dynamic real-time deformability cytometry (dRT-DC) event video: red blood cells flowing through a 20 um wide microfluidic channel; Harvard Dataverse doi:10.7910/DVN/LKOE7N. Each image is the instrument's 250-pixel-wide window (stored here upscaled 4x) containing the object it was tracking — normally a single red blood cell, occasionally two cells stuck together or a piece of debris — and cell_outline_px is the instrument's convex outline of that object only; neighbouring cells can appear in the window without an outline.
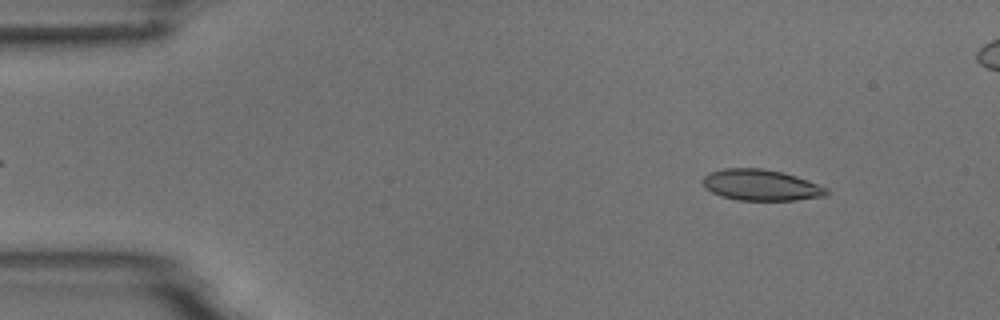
{"species": "common noctule bat (a hibernating species)", "species_latin": "Nyctalus noctula", "temperature_condition": "room temperature", "stored_images_in_passage": 4, "camera_frame_rate_fps": 3000, "um_per_image_px": 0.085, "animal": {"sex": "male", "body_mass_g": 18.8}, "frame": {"image": 1, "passage_image": 1, "time_ms": 0.0, "image_size_px": [1000, 320], "cell_outline_px": [[828, 192], [824, 196], [796, 200], [736, 200], [720, 196], [704, 188], [704, 176], [708, 172], [724, 168], [760, 168], [780, 172], [796, 176], [808, 180], [828, 188]], "centroid_in_image_um": [64.66, 15.73], "position_along_channel_um": 20.3, "area_um2": 22.37}}